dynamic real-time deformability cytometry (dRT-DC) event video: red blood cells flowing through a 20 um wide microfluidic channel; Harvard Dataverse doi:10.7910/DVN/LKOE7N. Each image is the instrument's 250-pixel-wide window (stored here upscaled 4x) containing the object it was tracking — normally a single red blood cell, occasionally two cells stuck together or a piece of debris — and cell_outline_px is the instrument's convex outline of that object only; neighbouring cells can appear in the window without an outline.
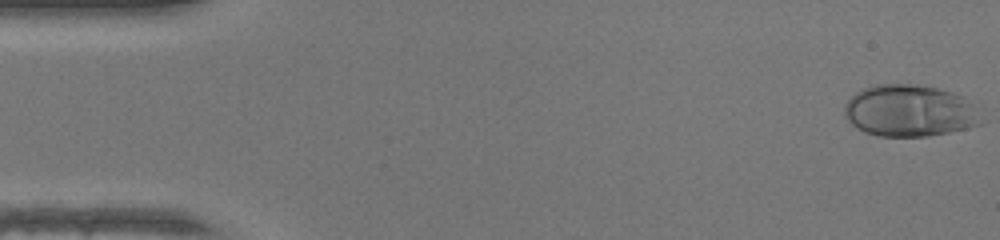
{"species": "human", "species_latin": "Homo sapiens", "temperature_condition": "warm", "stored_images_in_passage": 47, "camera_frame_rate_fps": 3000, "um_per_image_px": 0.085, "donor": {"sex": "female"}, "frame": {"image": 1, "passage_image": 1, "time_ms": 0.0, "image_size_px": [1000, 240], "cell_outline_px": [[984, 124], [968, 128], [928, 136], [880, 136], [864, 132], [856, 128], [844, 116], [844, 104], [856, 92], [864, 88], [876, 84], [916, 84], [936, 88], [952, 92], [964, 96], [972, 104]], "centroid_in_image_um": [77.3, 9.42], "position_along_channel_um": 7.7, "area_um2": 41.38}}
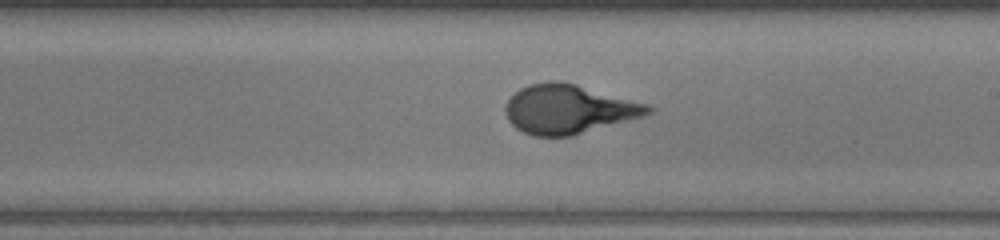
{"frame": {"image": 2, "passage_image": 27, "time_ms": 8.667, "image_size_px": [1000, 240], "cell_outline_px": [[656, 108], [652, 112], [644, 116], [572, 136], [532, 136], [516, 128], [508, 120], [504, 112], [504, 108], [508, 100], [520, 88], [528, 84], [548, 80], [560, 80], [576, 84], [648, 104]], "centroid_in_image_um": [48.33, 9.27], "position_along_channel_um": 240.7, "area_um2": 40.98}}
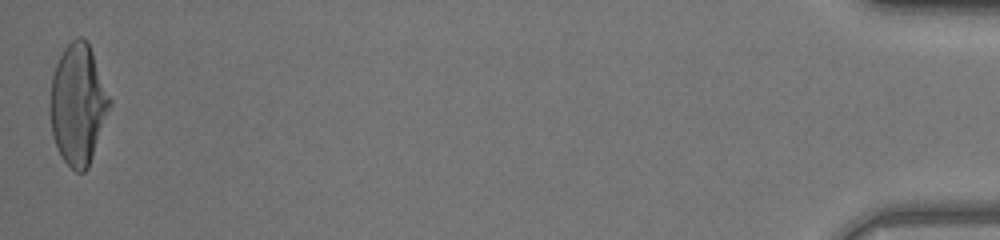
{"frame": {"image": 3, "passage_image": 47, "time_ms": 15.333, "image_size_px": [1000, 240], "cell_outline_px": [[112, 104], [88, 168], [84, 172], [76, 172], [64, 160], [52, 136], [48, 108], [52, 76], [56, 64], [64, 48], [72, 40], [80, 36], [88, 40], [112, 100]], "centroid_in_image_um": [6.63, 8.85], "position_along_channel_um": 428.6, "area_um2": 42.19}, "authors_computed_cell_mechanics": {"area_um2": 40.46, "velocity_mm_per_s": 4.373, "shape_relaxation_time_tau1_ms": 5.641, "shape_relaxation_time_tau2_ms": null, "deformation_change_tau1": 0.2952, "deformation_change_tau2": null}}